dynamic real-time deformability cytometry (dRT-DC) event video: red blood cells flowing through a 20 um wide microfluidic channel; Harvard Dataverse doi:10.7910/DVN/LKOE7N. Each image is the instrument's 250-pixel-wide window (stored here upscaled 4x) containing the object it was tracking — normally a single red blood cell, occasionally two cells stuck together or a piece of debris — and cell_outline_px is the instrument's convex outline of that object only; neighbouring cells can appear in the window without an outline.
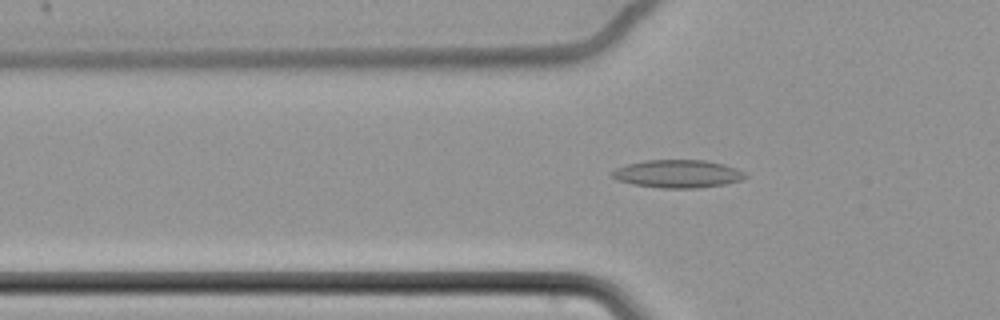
{"species": "common noctule bat (a hibernating species)", "species_latin": "Nyctalus noctula", "temperature_condition": "cold", "stored_images_in_passage": 63, "camera_frame_rate_fps": 3000, "um_per_image_px": 0.085, "animal": {"sex": "female", "body_mass_g": 22.7, "forearm_length_mm": 54.2}, "frame": {"image": 1, "passage_image": 24, "time_ms": 7.667, "image_size_px": [1000, 320], "cell_outline_px": [[748, 176], [740, 180], [724, 184], [696, 188], [660, 188], [632, 184], [616, 180], [608, 172], [616, 168], [628, 164], [644, 160], [704, 160], [724, 164], [736, 168], [744, 172]], "centroid_in_image_um": [57.57, 14.77], "position_along_channel_um": 68.2, "area_um2": 21.73}}
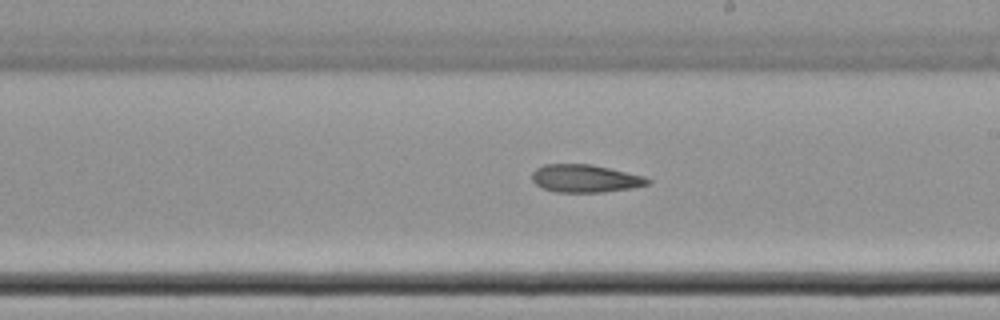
{"frame": {"image": 2, "passage_image": 39, "time_ms": 12.667, "image_size_px": [1000, 320], "cell_outline_px": [[652, 180], [648, 184], [632, 188], [604, 192], [556, 192], [540, 188], [532, 180], [532, 172], [536, 168], [544, 164], [592, 164], [644, 176]], "centroid_in_image_um": [49.72, 15.17], "position_along_channel_um": 239.3, "area_um2": 18.84}}
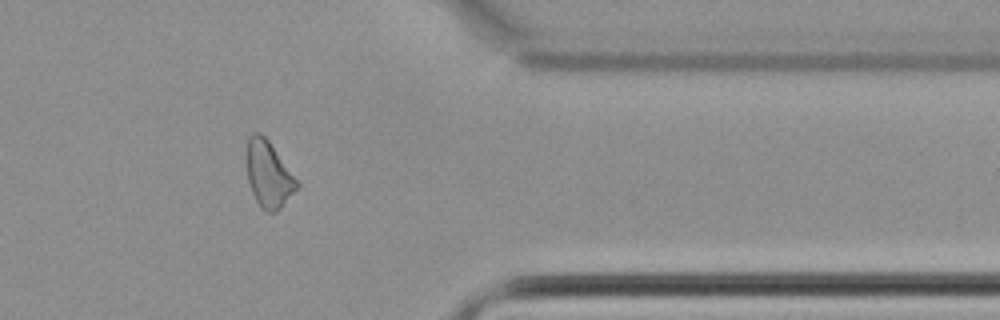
{"frame": {"image": 3, "passage_image": 53, "time_ms": 17.333, "image_size_px": [1000, 320], "cell_outline_px": [[300, 184], [280, 208], [276, 212], [264, 212], [260, 208], [252, 192], [248, 180], [244, 156], [248, 136], [252, 132], [260, 132], [268, 140]], "centroid_in_image_um": [22.76, 14.79], "position_along_channel_um": 388.6, "area_um2": 19.59}}